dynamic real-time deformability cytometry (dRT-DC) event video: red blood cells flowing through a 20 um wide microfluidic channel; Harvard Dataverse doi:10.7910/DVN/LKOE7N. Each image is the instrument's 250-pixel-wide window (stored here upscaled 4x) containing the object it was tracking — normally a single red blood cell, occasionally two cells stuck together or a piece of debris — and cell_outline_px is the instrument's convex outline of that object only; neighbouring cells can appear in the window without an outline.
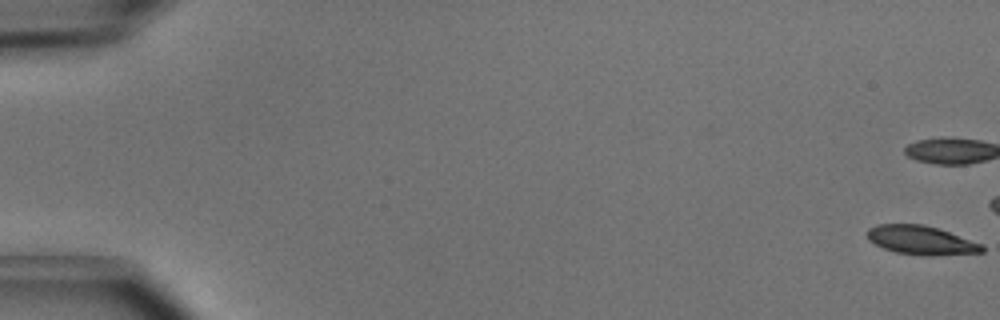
{"species": "common noctule bat (a hibernating species)", "species_latin": "Nyctalus noctula", "temperature_condition": "cold", "stored_images_in_passage": 5, "camera_frame_rate_fps": 3000, "um_per_image_px": 0.085, "animal": {"sex": "male", "body_mass_g": 15.6}, "frame": {"image": 1, "passage_image": 1, "time_ms": 0.0, "image_size_px": [1000, 320], "cell_outline_px": [[984, 252], [932, 256], [920, 256], [896, 252], [884, 248], [868, 240], [868, 228], [876, 224], [924, 224], [984, 244]], "centroid_in_image_um": [78.31, 20.43], "position_along_channel_um": 6.7, "area_um2": 19.36}}